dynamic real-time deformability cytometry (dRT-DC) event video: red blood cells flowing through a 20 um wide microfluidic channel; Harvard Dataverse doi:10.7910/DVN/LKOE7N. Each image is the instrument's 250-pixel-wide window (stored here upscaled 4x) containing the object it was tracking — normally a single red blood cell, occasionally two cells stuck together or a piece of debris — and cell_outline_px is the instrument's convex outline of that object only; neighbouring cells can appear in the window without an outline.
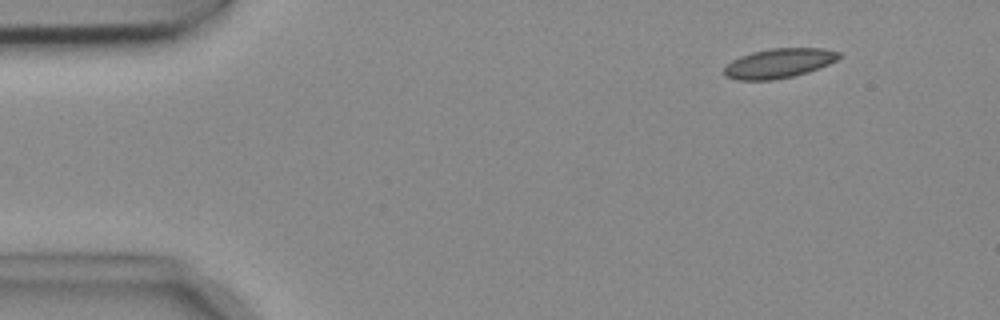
{"species": "common noctule bat (a hibernating species)", "species_latin": "Nyctalus noctula", "temperature_condition": "cold", "stored_images_in_passage": 54, "camera_frame_rate_fps": 3000, "um_per_image_px": 0.085, "animal": {"sex": "female", "body_mass_g": 18.4}, "frame": {"image": 1, "passage_image": 6, "time_ms": 1.667, "image_size_px": [1000, 320], "cell_outline_px": [[840, 56], [836, 60], [820, 68], [808, 72], [792, 76], [772, 80], [736, 80], [724, 76], [724, 68], [732, 60], [740, 56], [752, 52], [768, 48], [824, 48], [840, 52]], "centroid_in_image_um": [66.19, 5.37], "position_along_channel_um": 18.8, "area_um2": 19.83}}
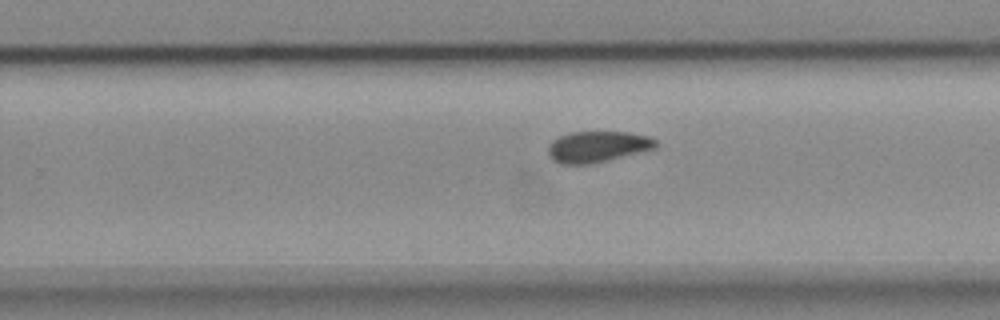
{"frame": {"image": 2, "passage_image": 34, "time_ms": 11.0, "image_size_px": [1000, 320], "cell_outline_px": [[656, 148], [592, 164], [560, 164], [552, 160], [548, 156], [548, 144], [552, 140], [560, 136], [572, 132], [628, 132], [652, 136], [656, 140]], "centroid_in_image_um": [50.77, 12.47], "position_along_channel_um": 279.0, "area_um2": 19.65}}
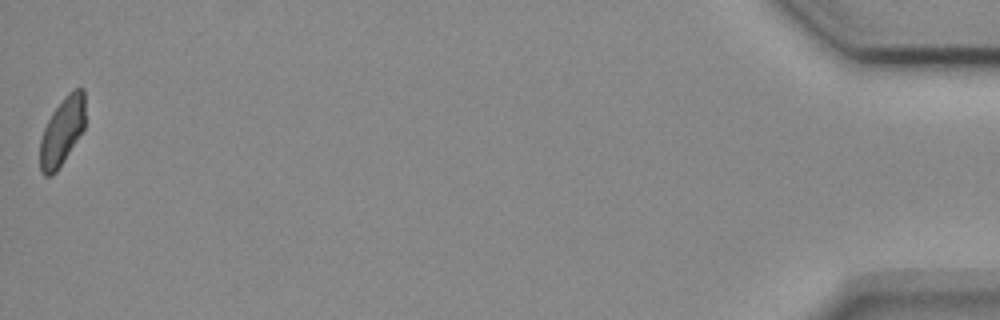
{"frame": {"image": 3, "passage_image": 54, "time_ms": 17.667, "image_size_px": [1000, 320], "cell_outline_px": [[84, 128], [56, 172], [52, 176], [44, 176], [40, 172], [40, 140], [44, 128], [52, 112], [64, 96], [68, 92], [76, 88], [84, 88]], "centroid_in_image_um": [5.26, 11.16], "position_along_channel_um": 429.9, "area_um2": 17.74}, "authors_computed_cell_mechanics": {"area_um2": 19.7098, "velocity_mm_per_s": 3.7114, "shape_relaxation_time_tau1_ms": 9.4965, "shape_relaxation_time_tau2_ms": null, "deformation_change_tau1": 0.122, "deformation_change_tau2": null}}